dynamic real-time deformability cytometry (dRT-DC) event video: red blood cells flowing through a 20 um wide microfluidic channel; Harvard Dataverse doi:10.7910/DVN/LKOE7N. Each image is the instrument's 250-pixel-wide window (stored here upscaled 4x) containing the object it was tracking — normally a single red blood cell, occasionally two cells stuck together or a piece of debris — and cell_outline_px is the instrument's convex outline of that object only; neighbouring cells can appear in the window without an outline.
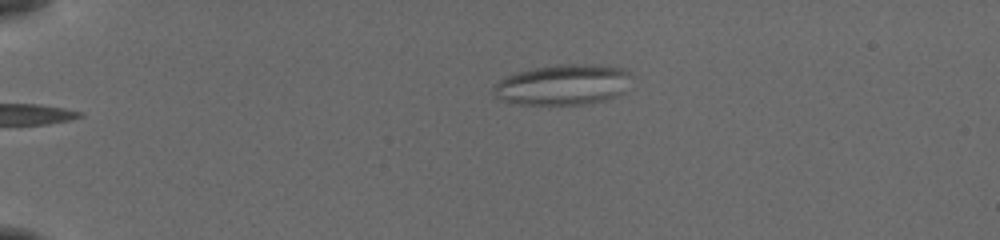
{"species": "common noctule bat (a hibernating species)", "species_latin": "Nyctalus noctula", "temperature_condition": "cold", "stored_images_in_passage": 43, "camera_frame_rate_fps": 3000, "um_per_image_px": 0.085, "animal": {"sex": "female", "body_mass_g": 19.5, "forearm_length_mm": 54.1}, "frame": {"image": 1, "passage_image": 1, "time_ms": 0.0, "image_size_px": [1000, 240], "cell_outline_px": [[628, 72], [620, 92], [604, 100], [580, 104], [520, 104], [504, 100], [496, 96], [492, 92], [492, 88], [500, 80], [508, 76], [520, 72], [536, 68], [556, 64], [592, 64], [620, 68]], "centroid_in_image_um": [47.74, 7.19], "position_along_channel_um": 37.3, "area_um2": 31.33}}
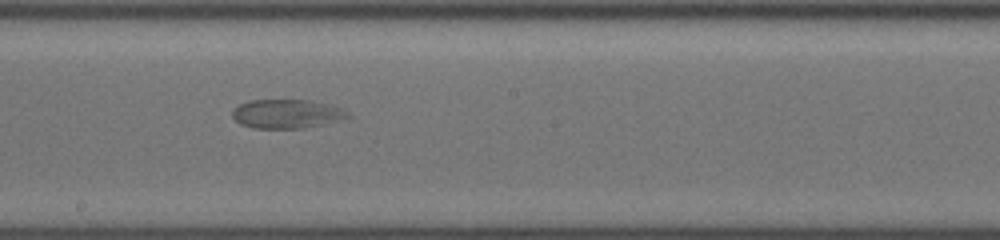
{"frame": {"image": 2, "passage_image": 21, "time_ms": 6.667, "image_size_px": [1000, 240], "cell_outline_px": [[352, 116], [304, 128], [252, 128], [240, 124], [232, 116], [232, 112], [240, 104], [248, 100], [312, 100], [340, 108]], "centroid_in_image_um": [24.32, 9.67], "position_along_channel_um": 223.9, "area_um2": 19.13}}
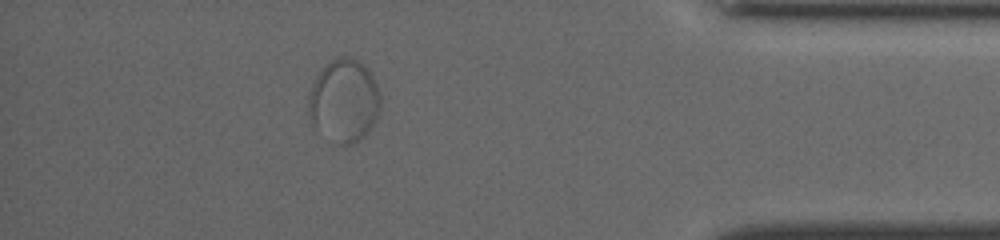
{"frame": {"image": 3, "passage_image": 38, "time_ms": 12.333, "image_size_px": [1000, 240], "cell_outline_px": [[380, 108], [376, 120], [368, 132], [364, 136], [352, 144], [336, 144], [316, 128], [312, 120], [308, 92], [316, 76], [332, 60], [340, 56], [344, 56], [356, 60], [364, 64], [368, 68], [376, 84], [380, 96]], "centroid_in_image_um": [29.27, 8.56], "position_along_channel_um": 405.9, "area_um2": 34.33}}